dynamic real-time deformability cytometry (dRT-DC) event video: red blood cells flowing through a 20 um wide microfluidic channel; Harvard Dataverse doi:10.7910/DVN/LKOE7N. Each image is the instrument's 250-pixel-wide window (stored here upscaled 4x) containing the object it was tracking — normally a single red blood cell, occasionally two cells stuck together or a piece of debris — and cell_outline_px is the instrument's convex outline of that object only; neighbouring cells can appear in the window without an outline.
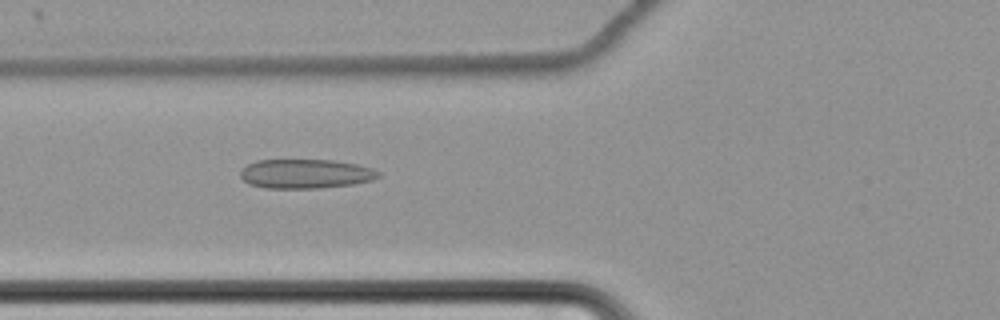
{"species": "common noctule bat (a hibernating species)", "species_latin": "Nyctalus noctula", "temperature_condition": "cold", "stored_images_in_passage": 49, "camera_frame_rate_fps": 3000, "um_per_image_px": 0.085, "animal": {"sex": "female", "body_mass_g": 22.7, "forearm_length_mm": 54.2}, "frame": {"image": 1, "passage_image": 13, "time_ms": 4.0, "image_size_px": [1000, 320], "cell_outline_px": [[380, 176], [372, 180], [352, 184], [320, 188], [264, 188], [248, 184], [240, 176], [240, 172], [248, 164], [256, 160], [332, 160], [356, 164], [372, 168], [380, 172]], "centroid_in_image_um": [25.96, 14.77], "position_along_channel_um": 99.8, "area_um2": 23.52}}
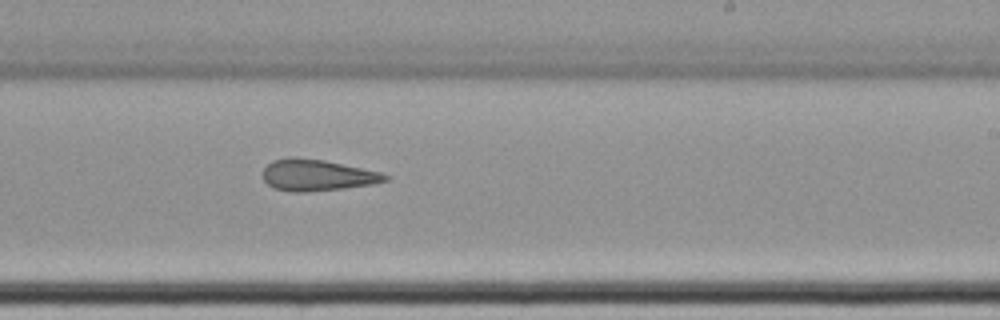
{"frame": {"image": 2, "passage_image": 27, "time_ms": 8.667, "image_size_px": [1000, 320], "cell_outline_px": [[388, 180], [372, 184], [344, 188], [308, 192], [292, 192], [272, 188], [264, 180], [264, 168], [272, 160], [288, 156], [292, 156], [324, 160], [380, 172], [388, 176]], "centroid_in_image_um": [26.91, 14.88], "position_along_channel_um": 262.1, "area_um2": 22.37}}
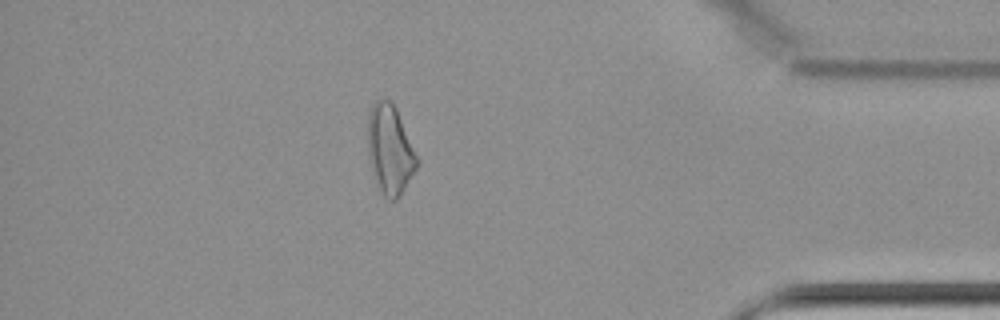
{"frame": {"image": 3, "passage_image": 42, "time_ms": 13.667, "image_size_px": [1000, 320], "cell_outline_px": [[420, 160], [416, 168], [404, 188], [396, 200], [388, 200], [384, 196], [372, 172], [368, 160], [368, 112], [372, 104], [376, 100], [388, 100], [396, 108]], "centroid_in_image_um": [33.14, 12.7], "position_along_channel_um": 402.1, "area_um2": 25.43}, "authors_computed_cell_mechanics": {"area_um2": 23.3512, "velocity_mm_per_s": 3.4734, "shape_relaxation_time_tau1_ms": null, "shape_relaxation_time_tau2_ms": 11.3868, "deformation_change_tau1": null, "deformation_change_tau2": 0.2416}}